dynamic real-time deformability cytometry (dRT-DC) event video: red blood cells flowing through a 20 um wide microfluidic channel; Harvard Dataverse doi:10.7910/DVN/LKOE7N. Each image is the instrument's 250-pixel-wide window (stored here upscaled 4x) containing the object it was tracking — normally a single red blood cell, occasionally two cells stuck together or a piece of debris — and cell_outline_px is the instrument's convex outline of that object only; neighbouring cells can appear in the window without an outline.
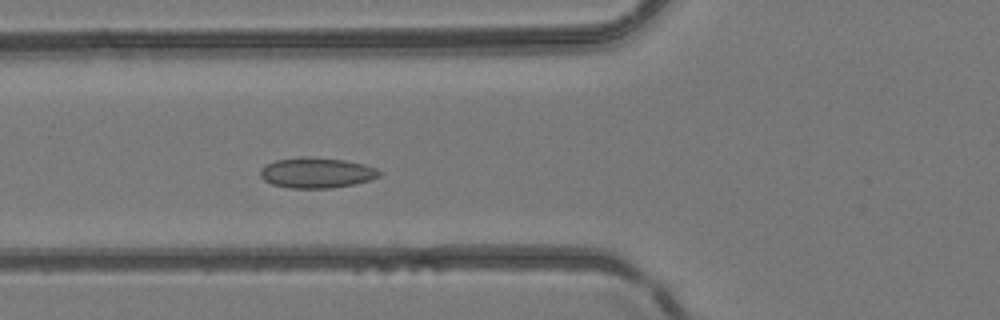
{"species": "common noctule bat (a hibernating species)", "species_latin": "Nyctalus noctula", "temperature_condition": "room temperature", "stored_images_in_passage": 40, "camera_frame_rate_fps": 3000, "um_per_image_px": 0.085, "animal": {"sex": "female", "body_mass_g": 24.6, "forearm_length_mm": 56.2}, "frame": {"image": 1, "passage_image": 14, "time_ms": 4.333, "image_size_px": [1000, 320], "cell_outline_px": [[384, 172], [380, 176], [368, 180], [352, 184], [332, 188], [292, 188], [272, 184], [264, 180], [260, 176], [260, 168], [264, 164], [276, 160], [300, 156], [308, 156], [344, 160], [364, 164], [376, 168]], "centroid_in_image_um": [26.89, 14.67], "position_along_channel_um": 98.9, "area_um2": 21.27}}
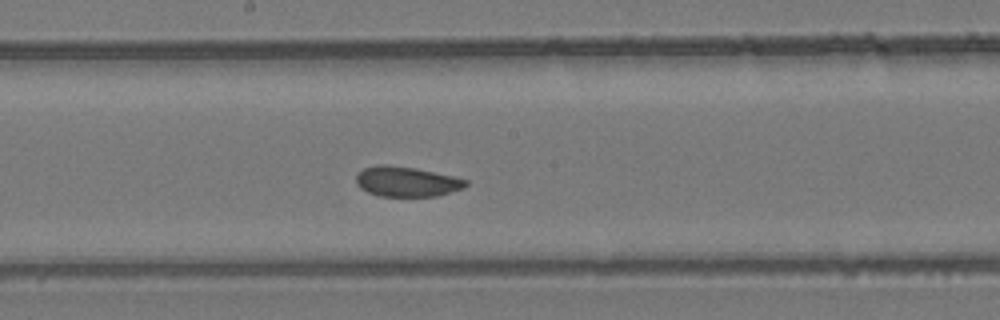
{"frame": {"image": 2, "passage_image": 22, "time_ms": 7.0, "image_size_px": [1000, 320], "cell_outline_px": [[468, 184], [464, 188], [436, 196], [380, 196], [368, 192], [360, 188], [356, 184], [356, 176], [364, 168], [376, 164], [388, 164], [416, 168], [452, 176], [468, 180]], "centroid_in_image_um": [34.55, 15.43], "position_along_channel_um": 213.7, "area_um2": 19.25}}
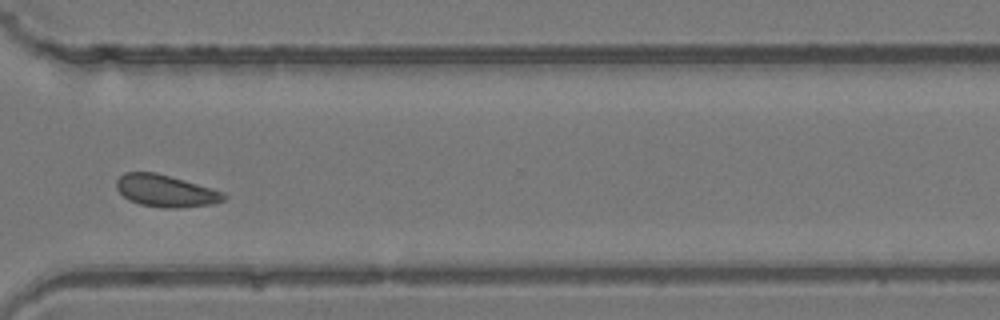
{"frame": {"image": 3, "passage_image": 32, "time_ms": 10.333, "image_size_px": [1000, 320], "cell_outline_px": [[228, 196], [224, 200], [212, 204], [176, 208], [160, 208], [140, 204], [128, 200], [116, 188], [116, 180], [124, 172], [156, 172], [212, 188], [224, 192]], "centroid_in_image_um": [14.08, 16.22], "position_along_channel_um": 356.5, "area_um2": 20.11}}